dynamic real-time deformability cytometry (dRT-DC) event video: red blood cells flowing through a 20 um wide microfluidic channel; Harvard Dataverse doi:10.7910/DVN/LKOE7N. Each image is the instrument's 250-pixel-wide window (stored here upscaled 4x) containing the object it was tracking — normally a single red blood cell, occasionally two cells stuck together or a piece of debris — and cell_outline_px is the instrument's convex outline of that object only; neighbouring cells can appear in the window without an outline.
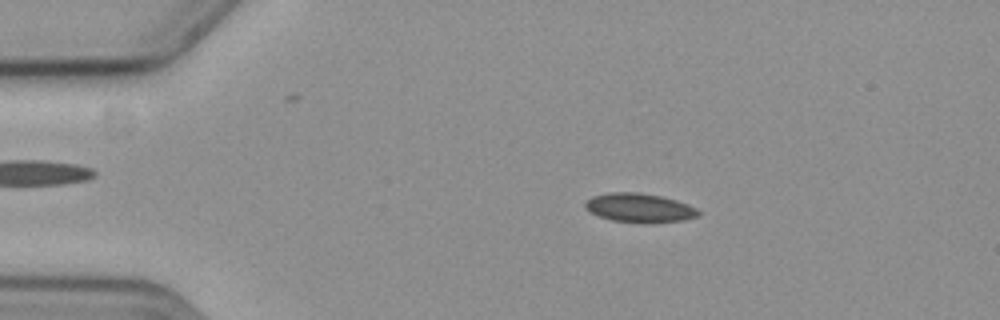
{"species": "common noctule bat (a hibernating species)", "species_latin": "Nyctalus noctula", "temperature_condition": "cold", "stored_images_in_passage": 58, "camera_frame_rate_fps": 3000, "um_per_image_px": 0.085, "animal": {"sex": "female", "body_mass_g": 19.3, "forearm_length_mm": 54.1}, "frame": {"image": 1, "passage_image": 11, "time_ms": 3.333, "image_size_px": [1000, 320], "cell_outline_px": [[700, 216], [684, 220], [652, 224], [640, 224], [612, 220], [600, 216], [584, 208], [584, 204], [592, 196], [612, 192], [636, 192], [660, 196], [676, 200], [688, 204], [696, 208], [700, 212]], "centroid_in_image_um": [54.39, 17.69], "position_along_channel_um": 30.6, "area_um2": 19.36}}
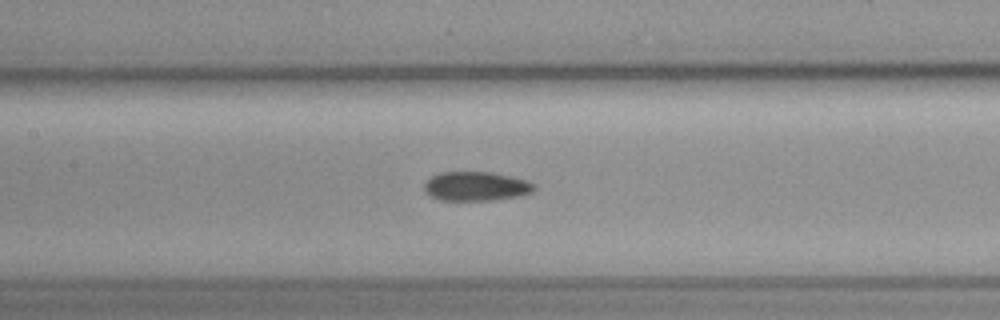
{"frame": {"image": 2, "passage_image": 27, "time_ms": 8.667, "image_size_px": [1000, 320], "cell_outline_px": [[536, 188], [532, 192], [524, 196], [492, 200], [440, 200], [428, 196], [424, 192], [424, 184], [432, 176], [440, 172], [492, 172], [512, 176], [528, 180], [536, 184]], "centroid_in_image_um": [40.5, 15.84], "position_along_channel_um": 166.9, "area_um2": 19.07}}
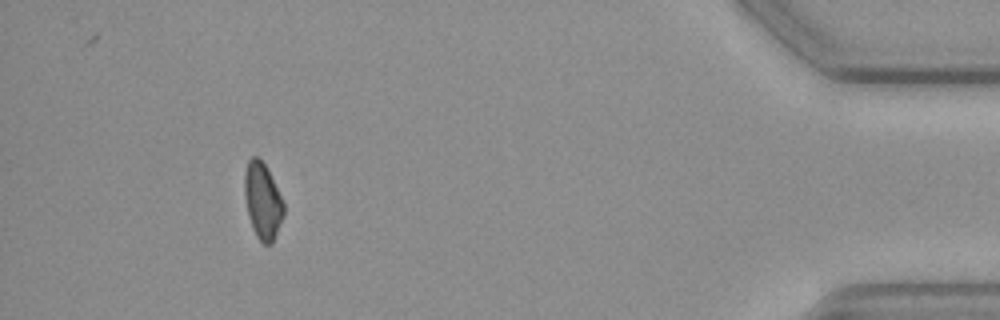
{"frame": {"image": 3, "passage_image": 53, "time_ms": 17.333, "image_size_px": [1000, 320], "cell_outline_px": [[284, 216], [272, 244], [264, 244], [256, 236], [252, 228], [248, 216], [244, 196], [244, 172], [248, 160], [252, 156], [256, 156], [264, 164], [284, 204]], "centroid_in_image_um": [22.3, 17.11], "position_along_channel_um": 412.9, "area_um2": 17.28}}